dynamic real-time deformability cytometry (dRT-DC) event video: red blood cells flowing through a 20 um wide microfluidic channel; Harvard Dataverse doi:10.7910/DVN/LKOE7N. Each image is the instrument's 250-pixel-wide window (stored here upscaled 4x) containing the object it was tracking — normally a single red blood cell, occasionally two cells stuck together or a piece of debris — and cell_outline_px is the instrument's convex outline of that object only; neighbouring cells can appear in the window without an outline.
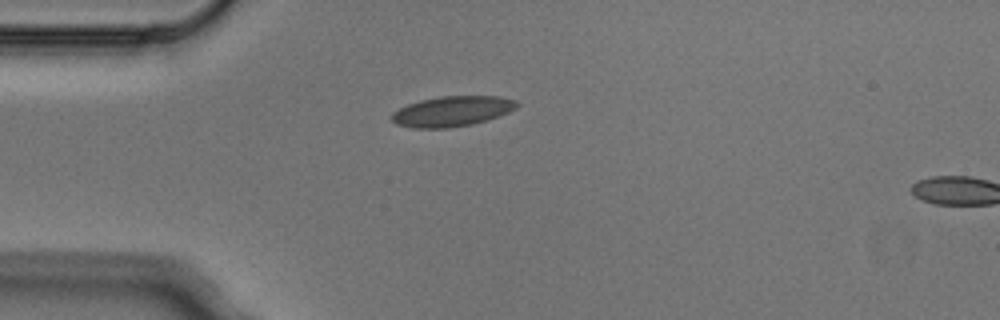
{"species": "Egyptian fruit bat (a non-hibernating species)", "species_latin": "Rousettus aegyptiacus", "temperature_condition": "cold", "stored_images_in_passage": 2, "camera_frame_rate_fps": 3000, "um_per_image_px": 0.085, "animal": {"sex": "male"}, "frame": {"image": 1, "passage_image": 1, "time_ms": 0.0, "image_size_px": [1000, 320], "cell_outline_px": [[520, 104], [516, 108], [508, 112], [472, 124], [448, 128], [412, 128], [396, 124], [392, 120], [392, 112], [408, 104], [420, 100], [440, 96], [500, 96], [516, 100]], "centroid_in_image_um": [38.42, 9.45], "position_along_channel_um": 46.6, "area_um2": 21.96}}